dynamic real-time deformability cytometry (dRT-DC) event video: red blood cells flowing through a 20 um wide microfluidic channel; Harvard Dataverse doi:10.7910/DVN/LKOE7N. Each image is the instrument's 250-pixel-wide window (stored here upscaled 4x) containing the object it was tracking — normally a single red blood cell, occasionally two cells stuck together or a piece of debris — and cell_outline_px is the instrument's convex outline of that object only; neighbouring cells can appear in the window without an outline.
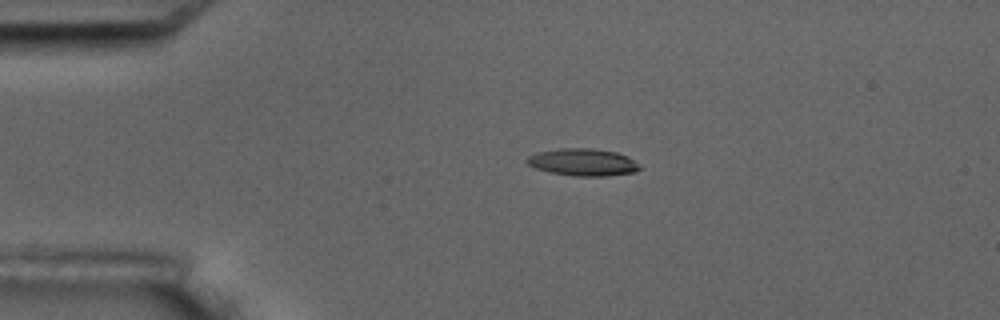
{"species": "common noctule bat (a hibernating species)", "species_latin": "Nyctalus noctula", "temperature_condition": "room temperature", "stored_images_in_passage": 2, "camera_frame_rate_fps": 3000, "um_per_image_px": 0.085, "animal": {"sex": "male", "body_mass_g": 17.5, "forearm_length_mm": 52.3}, "frame": {"image": 1, "passage_image": 1, "time_ms": 0.0, "image_size_px": [1000, 320], "cell_outline_px": [[640, 168], [636, 172], [604, 176], [576, 176], [548, 172], [536, 168], [528, 164], [524, 160], [528, 156], [536, 152], [556, 148], [592, 148], [616, 152], [628, 156]], "centroid_in_image_um": [49.49, 13.78], "position_along_channel_um": 35.5, "area_um2": 17.92}}